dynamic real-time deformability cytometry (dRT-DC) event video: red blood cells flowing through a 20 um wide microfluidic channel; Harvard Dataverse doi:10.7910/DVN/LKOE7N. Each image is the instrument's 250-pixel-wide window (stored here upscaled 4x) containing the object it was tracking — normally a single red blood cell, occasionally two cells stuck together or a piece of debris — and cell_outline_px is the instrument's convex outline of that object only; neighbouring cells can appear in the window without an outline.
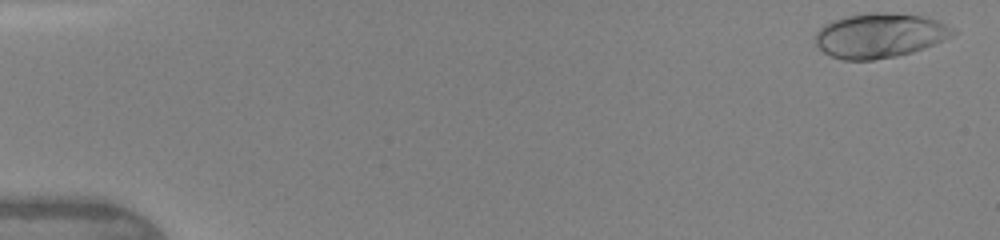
{"species": "human", "species_latin": "Homo sapiens", "temperature_condition": "warm", "stored_images_in_passage": 47, "camera_frame_rate_fps": 3000, "um_per_image_px": 0.085, "donor": {"sex": "female"}, "frame": {"image": 1, "passage_image": 2, "time_ms": 0.333, "image_size_px": [1000, 240], "cell_outline_px": [[956, 32], [944, 40], [924, 48], [912, 52], [896, 56], [872, 60], [844, 60], [832, 56], [824, 52], [816, 44], [816, 32], [824, 24], [832, 20], [848, 16], [872, 12], [892, 12], [924, 16], [936, 20], [956, 28]], "centroid_in_image_um": [74.79, 3.0], "position_along_channel_um": 10.2, "area_um2": 35.78}}
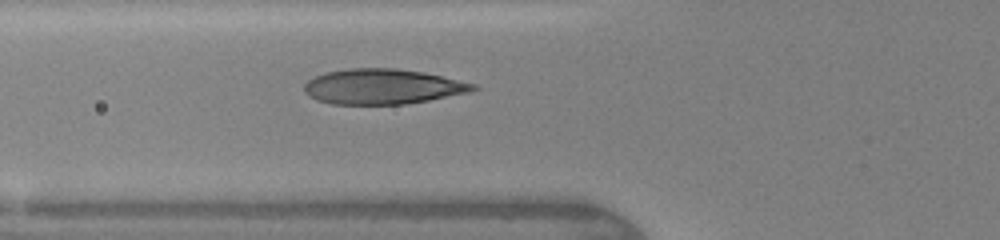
{"frame": {"image": 2, "passage_image": 18, "time_ms": 5.667, "image_size_px": [1000, 240], "cell_outline_px": [[480, 88], [468, 92], [428, 100], [404, 104], [332, 104], [316, 100], [308, 96], [304, 92], [304, 84], [308, 80], [316, 76], [328, 72], [348, 68], [396, 68], [424, 72], [476, 84]], "centroid_in_image_um": [32.5, 7.36], "position_along_channel_um": 93.3, "area_um2": 34.56}}
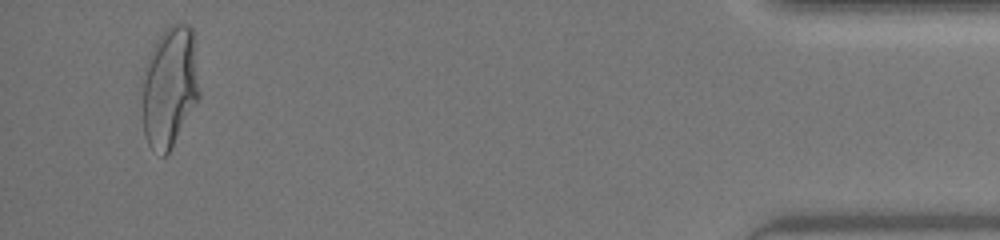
{"frame": {"image": 3, "passage_image": 45, "time_ms": 14.667, "image_size_px": [1000, 240], "cell_outline_px": [[200, 96], [168, 152], [164, 156], [152, 148], [148, 144], [144, 136], [144, 80], [148, 56], [156, 40], [172, 24], [188, 24], [192, 28], [200, 92]], "centroid_in_image_um": [14.44, 7.37], "position_along_channel_um": 420.8, "area_um2": 39.13}, "authors_computed_cell_mechanics": {"area_um2": 34.6222, "velocity_mm_per_s": 4.3693, "shape_relaxation_time_tau1_ms": 4.5592, "shape_relaxation_time_tau2_ms": null, "deformation_change_tau1": 0.224, "deformation_change_tau2": null}}